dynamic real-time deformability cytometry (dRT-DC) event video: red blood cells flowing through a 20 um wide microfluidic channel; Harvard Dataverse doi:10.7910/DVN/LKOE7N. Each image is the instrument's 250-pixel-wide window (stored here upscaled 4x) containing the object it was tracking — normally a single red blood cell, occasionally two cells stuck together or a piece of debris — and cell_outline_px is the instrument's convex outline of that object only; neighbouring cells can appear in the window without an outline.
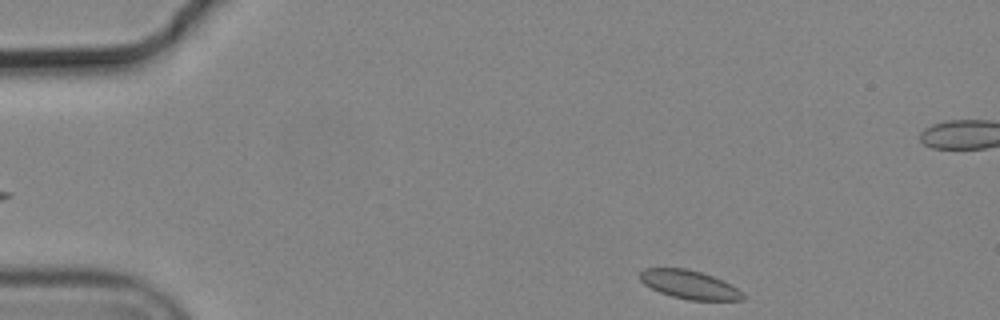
{"species": "common noctule bat (a hibernating species)", "species_latin": "Nyctalus noctula", "temperature_condition": "cold", "stored_images_in_passage": 2, "segment_of_instrument_passage": [2, 2], "camera_frame_rate_fps": 3000, "um_per_image_px": 0.085, "animal": {"sex": "male", "body_mass_g": 19.2, "forearm_length_mm": 51.8}, "frame": {"image": 1, "passage_image": 2, "time_ms": 0.333, "image_size_px": [1000, 320], "cell_outline_px": [[744, 300], [688, 300], [672, 296], [660, 292], [644, 284], [640, 280], [640, 272], [644, 268], [688, 268], [712, 276], [744, 292]], "centroid_in_image_um": [58.58, 24.19], "position_along_channel_um": 26.4, "area_um2": 16.94}}